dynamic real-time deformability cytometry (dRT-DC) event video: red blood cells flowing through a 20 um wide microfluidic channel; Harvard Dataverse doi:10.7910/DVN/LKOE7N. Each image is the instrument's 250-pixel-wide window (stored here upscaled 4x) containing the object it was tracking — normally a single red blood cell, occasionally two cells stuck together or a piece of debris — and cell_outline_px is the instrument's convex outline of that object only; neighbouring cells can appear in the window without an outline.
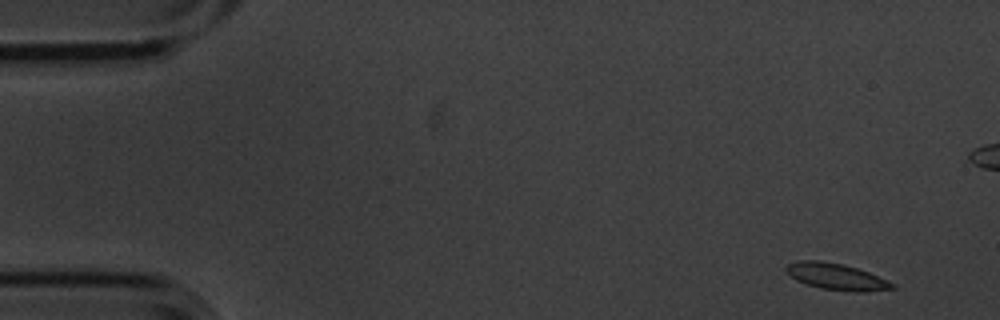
{"species": "common noctule bat (a hibernating species)", "species_latin": "Nyctalus noctula", "temperature_condition": "cold", "stored_images_in_passage": 9, "segment_of_instrument_passage": [1, 2], "camera_frame_rate_fps": 3000, "um_per_image_px": 0.085, "animal": {"sex": "male", "body_mass_g": 20.1, "forearm_length_mm": 53.5}, "frame": {"image": 1, "passage_image": 1, "time_ms": 0.0, "image_size_px": [1000, 320], "cell_outline_px": [[896, 288], [860, 292], [856, 292], [820, 288], [796, 280], [784, 268], [788, 264], [796, 260], [820, 260], [844, 264], [868, 272], [896, 284]], "centroid_in_image_um": [71.09, 23.5], "position_along_channel_um": 13.9, "area_um2": 16.24}}
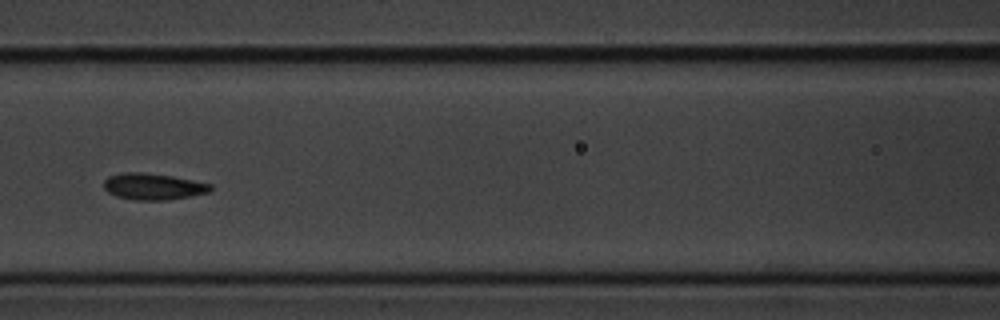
{"frame": {"image": 2, "passage_image": 7, "time_ms": 2.0, "image_size_px": [1000, 320], "cell_outline_px": [[212, 192], [168, 200], [132, 200], [116, 196], [108, 192], [104, 188], [104, 180], [108, 176], [120, 172], [140, 172], [172, 176], [212, 184]], "centroid_in_image_um": [13.01, 15.85], "position_along_channel_um": 153.6, "area_um2": 16.59}}
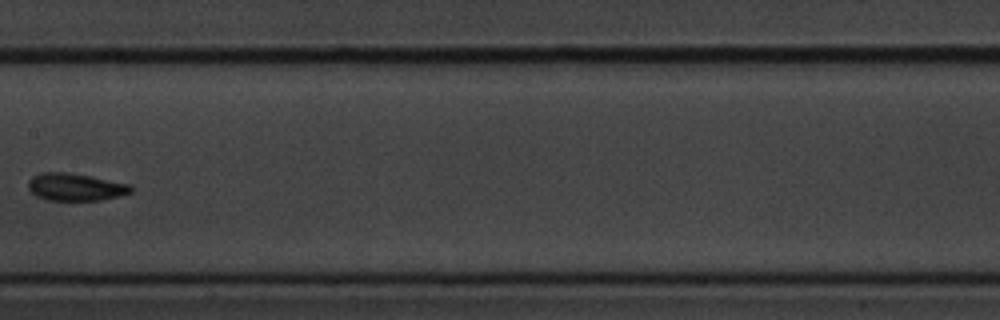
{"frame": {"image": 3, "passage_image": 8, "time_ms": 2.333, "image_size_px": [1000, 320], "cell_outline_px": [[132, 192], [120, 196], [100, 200], [48, 200], [36, 196], [28, 188], [28, 180], [32, 176], [44, 172], [64, 172], [88, 176], [132, 184]], "centroid_in_image_um": [6.42, 15.9], "position_along_channel_um": 201.0, "area_um2": 16.36}}